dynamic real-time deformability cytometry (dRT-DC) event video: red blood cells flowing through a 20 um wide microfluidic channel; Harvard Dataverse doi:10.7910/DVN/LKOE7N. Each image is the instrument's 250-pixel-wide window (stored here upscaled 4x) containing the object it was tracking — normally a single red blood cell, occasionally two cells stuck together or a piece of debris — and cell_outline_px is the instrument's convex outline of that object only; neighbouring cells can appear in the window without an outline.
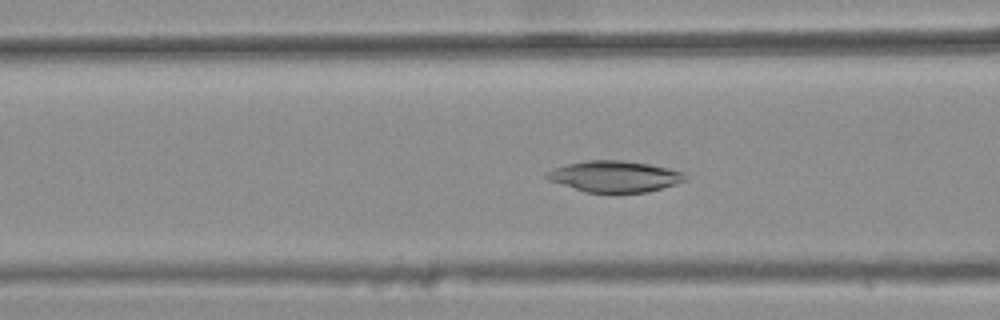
{"species": "common noctule bat (a hibernating species)", "species_latin": "Nyctalus noctula", "temperature_condition": "warm", "stored_images_in_passage": 44, "camera_frame_rate_fps": 3000, "um_per_image_px": 0.085, "animal": {"sex": "female", "body_mass_g": 25.1}, "frame": {"image": 1, "passage_image": 19, "time_ms": 6.0, "image_size_px": [1000, 320], "cell_outline_px": [[688, 180], [676, 184], [648, 192], [584, 192], [548, 180], [544, 176], [552, 168], [584, 160], [624, 160], [648, 164], [668, 168], [684, 172], [688, 176]], "centroid_in_image_um": [52.26, 14.99], "position_along_channel_um": 114.3, "area_um2": 25.26}}
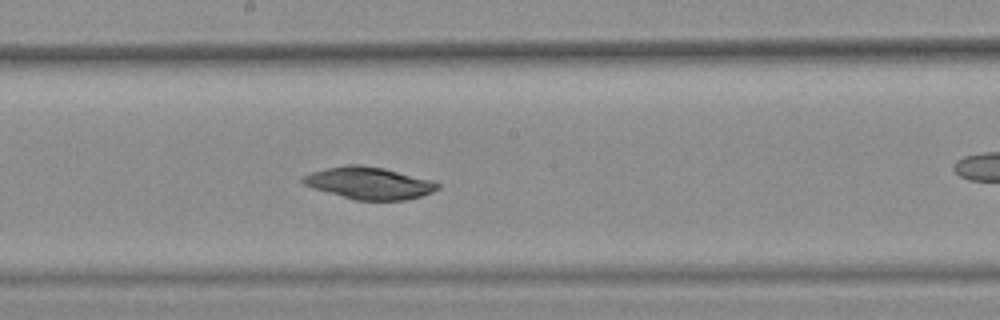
{"frame": {"image": 2, "passage_image": 27, "time_ms": 8.667, "image_size_px": [1000, 320], "cell_outline_px": [[440, 188], [432, 192], [420, 196], [404, 200], [356, 200], [312, 188], [304, 184], [300, 180], [304, 176], [312, 172], [344, 164], [360, 164], [384, 168], [432, 180], [440, 184]], "centroid_in_image_um": [31.38, 15.55], "position_along_channel_um": 216.8, "area_um2": 25.09}}
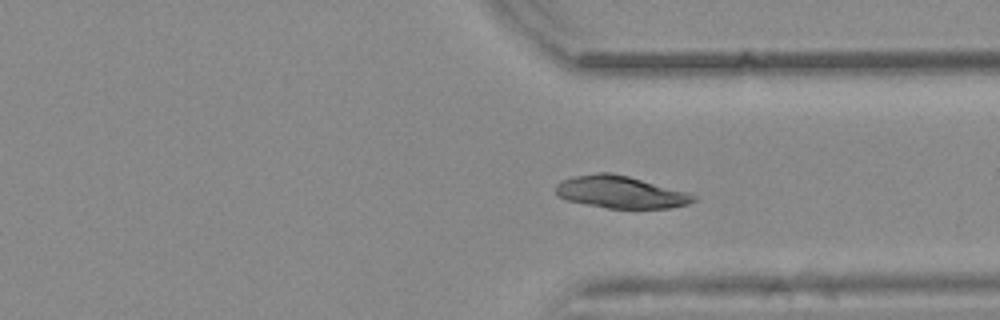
{"frame": {"image": 3, "passage_image": 38, "time_ms": 12.333, "image_size_px": [1000, 320], "cell_outline_px": [[700, 196], [696, 200], [688, 204], [668, 208], [608, 208], [568, 200], [556, 196], [556, 184], [560, 180], [576, 176], [596, 172], [612, 172], [628, 176], [688, 192]], "centroid_in_image_um": [52.77, 16.32], "position_along_channel_um": 358.6, "area_um2": 25.89}}